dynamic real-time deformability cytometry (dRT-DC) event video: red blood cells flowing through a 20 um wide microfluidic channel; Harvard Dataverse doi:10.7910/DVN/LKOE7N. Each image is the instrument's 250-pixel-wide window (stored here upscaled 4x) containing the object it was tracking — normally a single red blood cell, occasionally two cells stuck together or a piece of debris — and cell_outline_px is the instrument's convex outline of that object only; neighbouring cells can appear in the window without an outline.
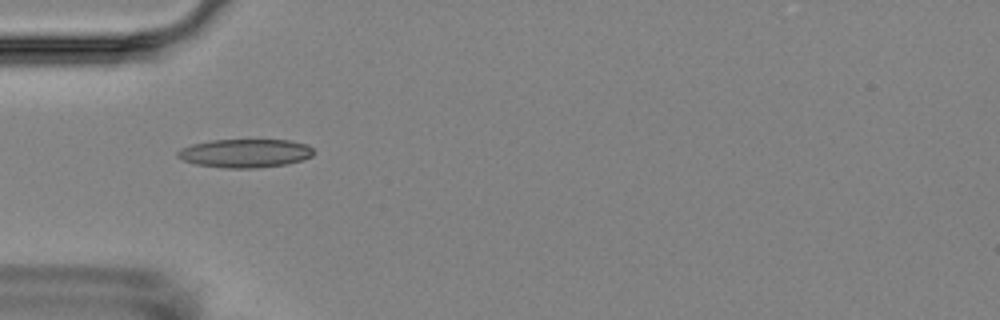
{"species": "Egyptian fruit bat (a non-hibernating species)", "species_latin": "Rousettus aegyptiacus", "temperature_condition": "room temperature", "stored_images_in_passage": 2, "camera_frame_rate_fps": 3000, "um_per_image_px": 0.085, "animal": {"sex": "female"}, "frame": {"image": 1, "passage_image": 1, "time_ms": 0.0, "image_size_px": [1000, 320], "cell_outline_px": [[316, 152], [312, 156], [300, 160], [284, 164], [256, 168], [224, 168], [196, 164], [184, 160], [176, 156], [176, 152], [180, 148], [192, 144], [212, 140], [292, 140], [308, 144]], "centroid_in_image_um": [20.84, 13.02], "position_along_channel_um": 64.2, "area_um2": 22.66}}